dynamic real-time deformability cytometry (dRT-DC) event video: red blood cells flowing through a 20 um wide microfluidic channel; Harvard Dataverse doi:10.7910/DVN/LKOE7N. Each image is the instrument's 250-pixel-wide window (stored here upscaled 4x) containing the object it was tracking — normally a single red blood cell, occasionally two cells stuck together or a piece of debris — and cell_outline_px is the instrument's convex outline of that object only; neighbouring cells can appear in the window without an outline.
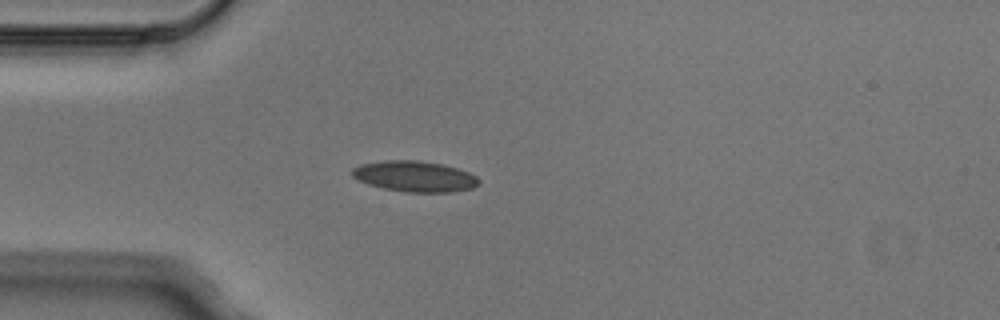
{"species": "Egyptian fruit bat (a non-hibernating species)", "species_latin": "Rousettus aegyptiacus", "temperature_condition": "cold", "stored_images_in_passage": 1, "camera_frame_rate_fps": 3000, "um_per_image_px": 0.085, "animal": {"sex": "male"}, "frame": {"image": 1, "passage_image": 1, "time_ms": 0.0, "image_size_px": [1000, 320], "cell_outline_px": [[480, 184], [472, 188], [452, 192], [404, 192], [384, 188], [368, 184], [356, 180], [352, 176], [352, 168], [360, 164], [384, 160], [416, 160], [440, 164], [456, 168], [468, 172], [476, 176], [480, 180]], "centroid_in_image_um": [35.23, 14.99], "position_along_channel_um": 49.8, "area_um2": 22.77}}